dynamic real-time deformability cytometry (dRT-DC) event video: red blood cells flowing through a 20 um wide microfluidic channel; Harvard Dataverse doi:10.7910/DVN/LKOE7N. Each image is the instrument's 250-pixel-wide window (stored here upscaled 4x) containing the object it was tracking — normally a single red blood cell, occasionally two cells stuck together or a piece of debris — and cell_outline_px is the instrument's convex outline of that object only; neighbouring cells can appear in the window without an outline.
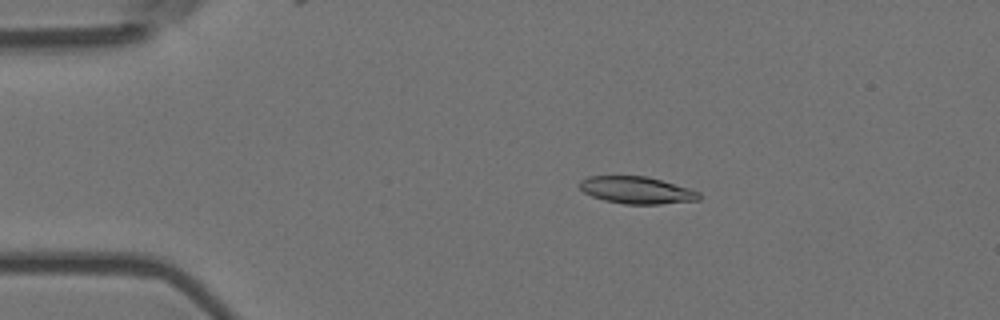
{"species": "Egyptian fruit bat (a non-hibernating species)", "species_latin": "Rousettus aegyptiacus", "temperature_condition": "room temperature", "stored_images_in_passage": 56, "camera_frame_rate_fps": 3000, "um_per_image_px": 0.085, "animal": {"sex": "female"}, "frame": {"image": 1, "passage_image": 11, "time_ms": 3.333, "image_size_px": [1000, 320], "cell_outline_px": [[700, 200], [660, 204], [624, 204], [604, 200], [592, 196], [584, 192], [576, 184], [580, 180], [588, 176], [648, 176], [688, 188], [700, 192]], "centroid_in_image_um": [54.09, 16.16], "position_along_channel_um": 30.9, "area_um2": 18.96}}
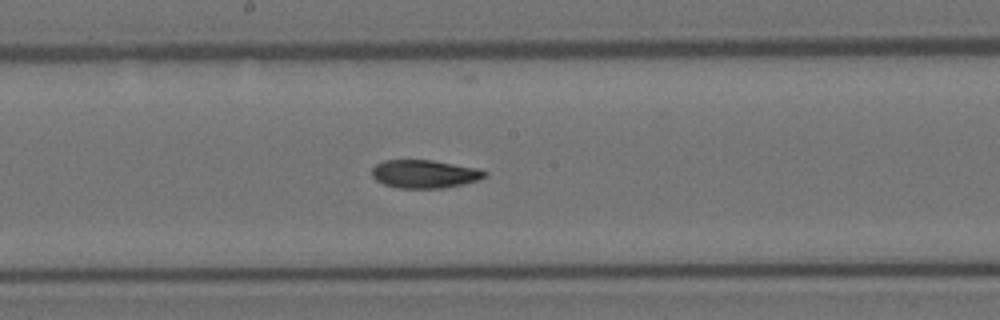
{"frame": {"image": 2, "passage_image": 30, "time_ms": 9.667, "image_size_px": [1000, 320], "cell_outline_px": [[488, 176], [480, 180], [440, 188], [400, 188], [384, 184], [376, 180], [372, 176], [372, 168], [376, 164], [384, 160], [432, 160], [476, 168], [488, 172]], "centroid_in_image_um": [36.09, 14.78], "position_along_channel_um": 212.1, "area_um2": 18.44}}
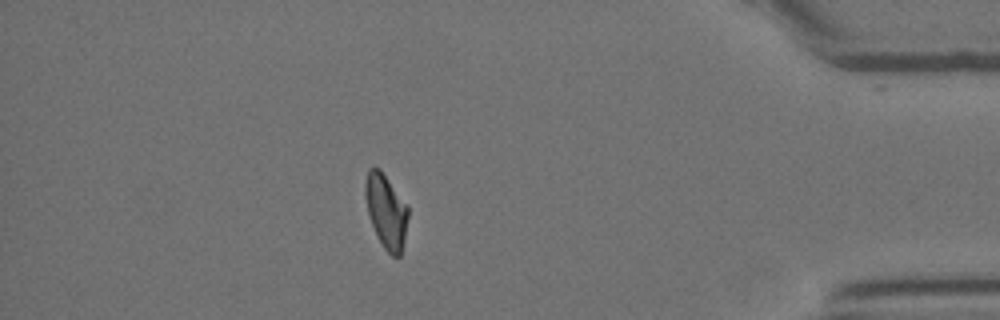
{"frame": {"image": 3, "passage_image": 49, "time_ms": 16.0, "image_size_px": [1000, 320], "cell_outline_px": [[408, 216], [404, 240], [400, 256], [392, 256], [384, 248], [372, 224], [368, 212], [364, 192], [364, 184], [368, 168], [380, 168], [408, 204]], "centroid_in_image_um": [32.83, 17.9], "position_along_channel_um": 402.4, "area_um2": 18.44}, "authors_computed_cell_mechanics": {"area_um2": 18.9295, "velocity_mm_per_s": 3.6665, "shape_relaxation_time_tau1_ms": 5.5998, "shape_relaxation_time_tau2_ms": 3.6672, "deformation_change_tau1": 0.181, "deformation_change_tau2": 0.0745}}